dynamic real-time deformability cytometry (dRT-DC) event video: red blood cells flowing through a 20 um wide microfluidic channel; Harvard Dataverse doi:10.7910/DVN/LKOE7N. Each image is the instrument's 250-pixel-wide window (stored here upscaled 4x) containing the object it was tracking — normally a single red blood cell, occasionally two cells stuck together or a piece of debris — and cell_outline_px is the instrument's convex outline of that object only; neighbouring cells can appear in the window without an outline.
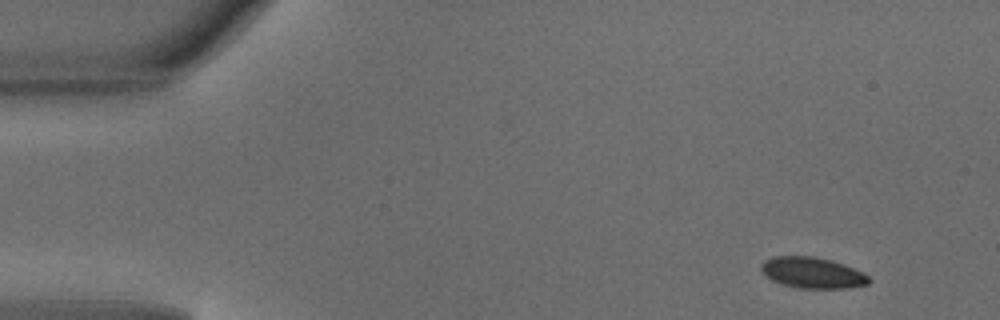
{"species": "common noctule bat (a hibernating species)", "species_latin": "Nyctalus noctula", "temperature_condition": "warm", "stored_images_in_passage": 11, "camera_frame_rate_fps": 3000, "um_per_image_px": 0.085, "animal": {"sex": "male", "body_mass_g": 18.8}, "frame": {"image": 1, "passage_image": 4, "time_ms": 1.0, "image_size_px": [1000, 320], "cell_outline_px": [[872, 280], [868, 284], [848, 288], [800, 288], [784, 284], [772, 280], [760, 268], [760, 264], [764, 260], [772, 256], [812, 256], [832, 260], [844, 264], [868, 276]], "centroid_in_image_um": [69.05, 23.17], "position_along_channel_um": 15.9, "area_um2": 19.31}}